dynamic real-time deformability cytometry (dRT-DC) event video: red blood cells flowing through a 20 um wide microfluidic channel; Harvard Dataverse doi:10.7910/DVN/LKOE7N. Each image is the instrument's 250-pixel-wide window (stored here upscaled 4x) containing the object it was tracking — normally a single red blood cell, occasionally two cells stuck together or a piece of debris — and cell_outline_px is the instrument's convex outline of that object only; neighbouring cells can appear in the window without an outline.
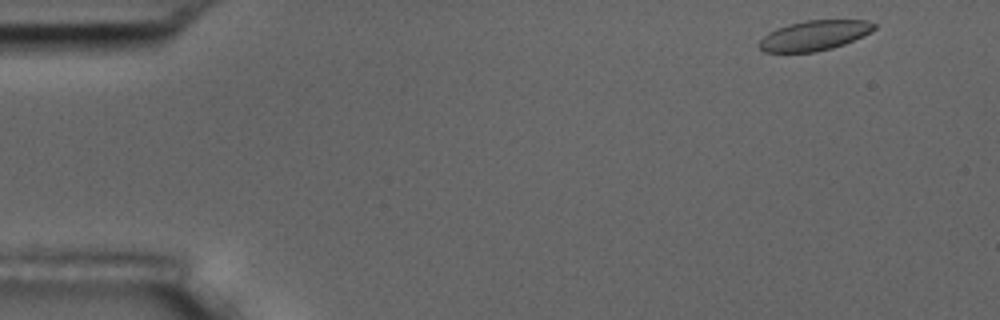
{"species": "common noctule bat (a hibernating species)", "species_latin": "Nyctalus noctula", "temperature_condition": "room temperature", "stored_images_in_passage": 53, "camera_frame_rate_fps": 3000, "um_per_image_px": 0.085, "animal": {"sex": "male", "body_mass_g": 17.5, "forearm_length_mm": 52.3}, "frame": {"image": 1, "passage_image": 2, "time_ms": 0.333, "image_size_px": [1000, 320], "cell_outline_px": [[880, 24], [872, 32], [864, 36], [844, 44], [832, 48], [816, 52], [764, 52], [760, 48], [760, 40], [768, 32], [776, 28], [788, 24], [804, 20], [868, 20]], "centroid_in_image_um": [69.28, 3.0], "position_along_channel_um": 15.7, "area_um2": 20.35}}
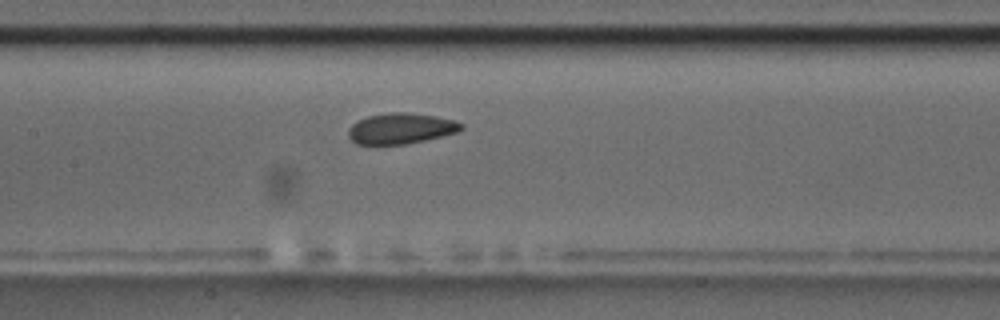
{"frame": {"image": 2, "passage_image": 24, "time_ms": 7.667, "image_size_px": [1000, 320], "cell_outline_px": [[464, 128], [460, 132], [408, 144], [356, 144], [348, 136], [348, 128], [356, 120], [368, 116], [388, 112], [408, 112], [436, 116], [452, 120], [464, 124]], "centroid_in_image_um": [34.08, 10.91], "position_along_channel_um": 173.3, "area_um2": 20.46}}
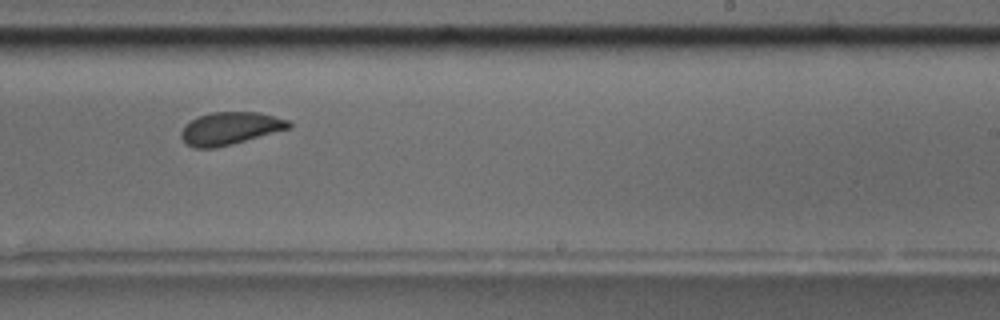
{"frame": {"image": 3, "passage_image": 32, "time_ms": 10.333, "image_size_px": [1000, 320], "cell_outline_px": [[292, 128], [232, 144], [212, 148], [192, 148], [180, 136], [180, 132], [184, 124], [200, 116], [212, 112], [256, 112], [288, 120], [292, 124]], "centroid_in_image_um": [19.55, 10.92], "position_along_channel_um": 269.4, "area_um2": 20.35}, "authors_computed_cell_mechanics": {"area_um2": 20.9814, "velocity_mm_per_s": 3.6199, "shape_relaxation_time_tau1_ms": 4.7381, "shape_relaxation_time_tau2_ms": 1.2951, "deformation_change_tau1": 0.1018, "deformation_change_tau2": 0.0556}}